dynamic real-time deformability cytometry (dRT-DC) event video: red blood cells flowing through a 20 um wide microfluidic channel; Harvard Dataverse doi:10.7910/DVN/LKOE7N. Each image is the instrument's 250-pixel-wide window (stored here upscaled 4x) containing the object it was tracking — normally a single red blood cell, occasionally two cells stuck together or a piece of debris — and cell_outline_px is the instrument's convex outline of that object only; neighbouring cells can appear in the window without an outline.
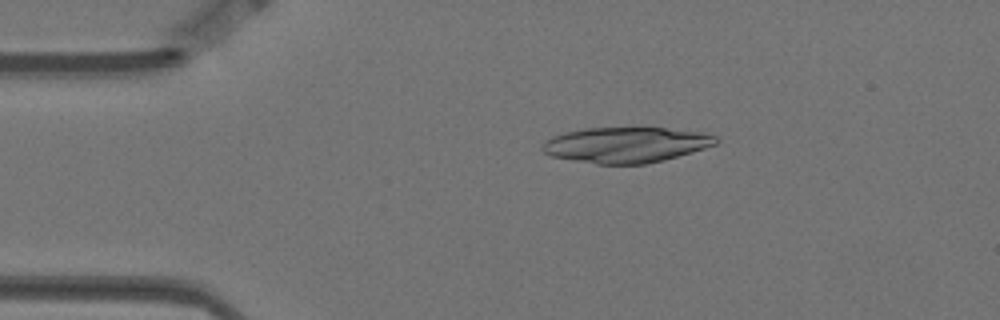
{"species": "Egyptian fruit bat (a non-hibernating species)", "species_latin": "Rousettus aegyptiacus", "temperature_condition": "warm", "stored_images_in_passage": 2, "camera_frame_rate_fps": 3000, "um_per_image_px": 0.085, "animal": {"sex": "female"}, "frame": {"image": 1, "passage_image": 1, "time_ms": 0.0, "image_size_px": [1000, 320], "cell_outline_px": [[720, 140], [716, 144], [692, 152], [664, 160], [644, 164], [596, 164], [552, 156], [544, 152], [540, 148], [544, 140], [552, 136], [564, 132], [584, 128], [664, 128], [704, 132], [716, 136]], "centroid_in_image_um": [53.2, 12.31], "position_along_channel_um": 31.8, "area_um2": 36.01}}